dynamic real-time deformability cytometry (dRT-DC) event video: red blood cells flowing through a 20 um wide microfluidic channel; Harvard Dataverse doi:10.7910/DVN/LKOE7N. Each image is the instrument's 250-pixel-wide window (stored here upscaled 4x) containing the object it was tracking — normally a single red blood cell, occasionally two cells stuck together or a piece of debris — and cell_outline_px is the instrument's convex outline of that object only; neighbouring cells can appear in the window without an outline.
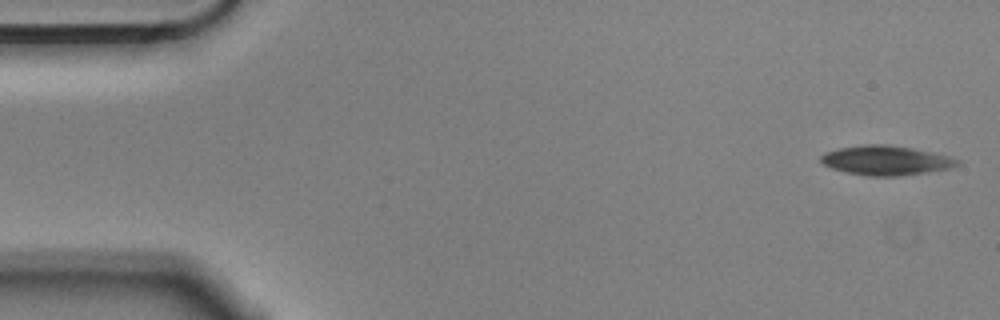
{"species": "Egyptian fruit bat (a non-hibernating species)", "species_latin": "Rousettus aegyptiacus", "temperature_condition": "cold", "stored_images_in_passage": 4, "camera_frame_rate_fps": 3000, "um_per_image_px": 0.085, "animal": {"sex": "male"}, "frame": {"image": 1, "passage_image": 1, "time_ms": 0.0, "image_size_px": [1000, 320], "cell_outline_px": [[960, 164], [952, 168], [928, 172], [900, 176], [868, 176], [848, 172], [832, 168], [824, 164], [820, 160], [820, 156], [824, 152], [840, 148], [864, 144], [888, 144], [912, 148], [948, 156], [960, 160]], "centroid_in_image_um": [75.32, 13.63], "position_along_channel_um": 9.7, "area_um2": 23.41}}
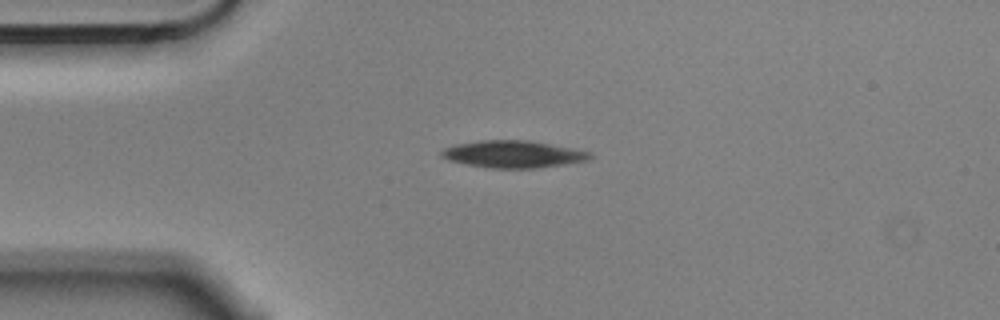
{"frame": {"image": 2, "passage_image": 4, "time_ms": 1.0, "image_size_px": [1000, 320], "cell_outline_px": [[596, 156], [588, 160], [564, 164], [536, 168], [488, 168], [448, 160], [440, 156], [440, 152], [444, 148], [456, 144], [480, 140], [528, 140], [572, 148], [592, 152]], "centroid_in_image_um": [43.64, 13.1], "position_along_channel_um": 41.4, "area_um2": 23.52}}